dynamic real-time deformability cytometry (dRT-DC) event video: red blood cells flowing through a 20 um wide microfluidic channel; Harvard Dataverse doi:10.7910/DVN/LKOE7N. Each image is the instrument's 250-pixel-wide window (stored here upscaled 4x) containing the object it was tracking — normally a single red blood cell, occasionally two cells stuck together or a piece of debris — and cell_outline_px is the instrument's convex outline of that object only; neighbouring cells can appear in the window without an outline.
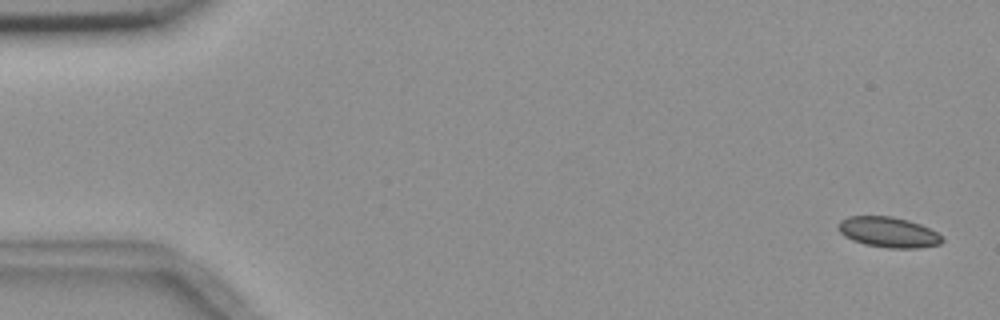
{"species": "common noctule bat (a hibernating species)", "species_latin": "Nyctalus noctula", "temperature_condition": "room temperature", "stored_images_in_passage": 4, "camera_frame_rate_fps": 3000, "um_per_image_px": 0.085, "animal": {"sex": "female", "body_mass_g": 18.4}, "frame": {"image": 1, "passage_image": 1, "time_ms": 0.0, "image_size_px": [1000, 320], "cell_outline_px": [[944, 240], [940, 244], [916, 248], [888, 248], [864, 244], [852, 240], [844, 236], [840, 232], [836, 224], [840, 220], [848, 216], [892, 216], [908, 220], [920, 224], [936, 232]], "centroid_in_image_um": [75.47, 19.73], "position_along_channel_um": 9.5, "area_um2": 18.44}}
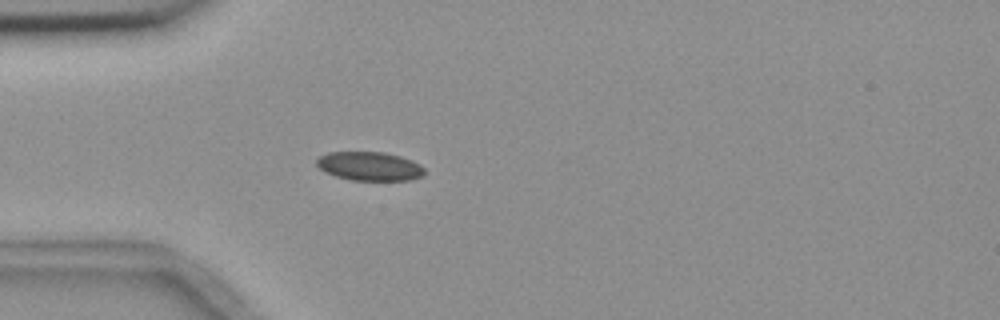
{"frame": {"image": 2, "passage_image": 4, "time_ms": 4.667, "image_size_px": [1000, 320], "cell_outline_px": [[424, 176], [412, 180], [352, 180], [336, 176], [324, 172], [316, 164], [316, 160], [320, 156], [328, 152], [384, 152], [400, 156], [412, 160], [420, 164], [424, 168]], "centroid_in_image_um": [31.43, 14.13], "position_along_channel_um": 53.6, "area_um2": 18.21}}